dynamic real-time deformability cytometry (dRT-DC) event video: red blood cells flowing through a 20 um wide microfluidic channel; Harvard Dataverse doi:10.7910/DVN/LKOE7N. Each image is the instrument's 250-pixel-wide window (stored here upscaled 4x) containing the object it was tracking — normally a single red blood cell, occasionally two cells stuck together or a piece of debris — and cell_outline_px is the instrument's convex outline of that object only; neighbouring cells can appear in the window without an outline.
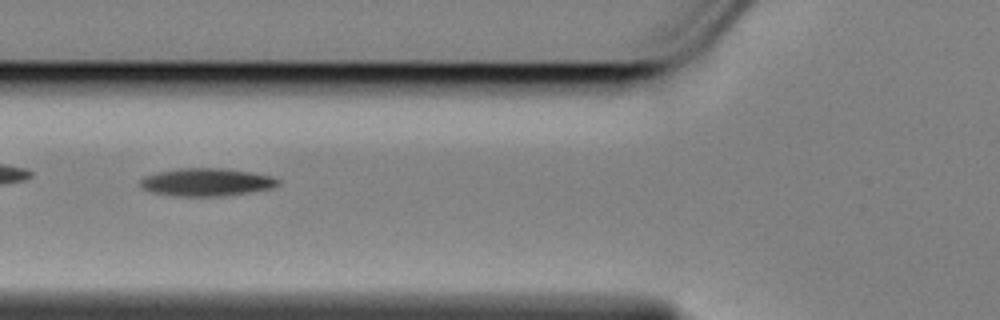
{"species": "Egyptian fruit bat (a non-hibernating species)", "species_latin": "Rousettus aegyptiacus", "temperature_condition": "cold", "stored_images_in_passage": 39, "camera_frame_rate_fps": 3000, "um_per_image_px": 0.085, "animal": {"sex": "female"}, "frame": {"image": 1, "passage_image": 6, "time_ms": 1.667, "image_size_px": [1000, 320], "cell_outline_px": [[280, 184], [272, 188], [224, 196], [176, 196], [148, 192], [140, 184], [140, 180], [144, 176], [160, 172], [180, 168], [224, 168], [272, 176], [280, 180]], "centroid_in_image_um": [17.55, 15.49], "position_along_channel_um": 108.3, "area_um2": 22.25}}